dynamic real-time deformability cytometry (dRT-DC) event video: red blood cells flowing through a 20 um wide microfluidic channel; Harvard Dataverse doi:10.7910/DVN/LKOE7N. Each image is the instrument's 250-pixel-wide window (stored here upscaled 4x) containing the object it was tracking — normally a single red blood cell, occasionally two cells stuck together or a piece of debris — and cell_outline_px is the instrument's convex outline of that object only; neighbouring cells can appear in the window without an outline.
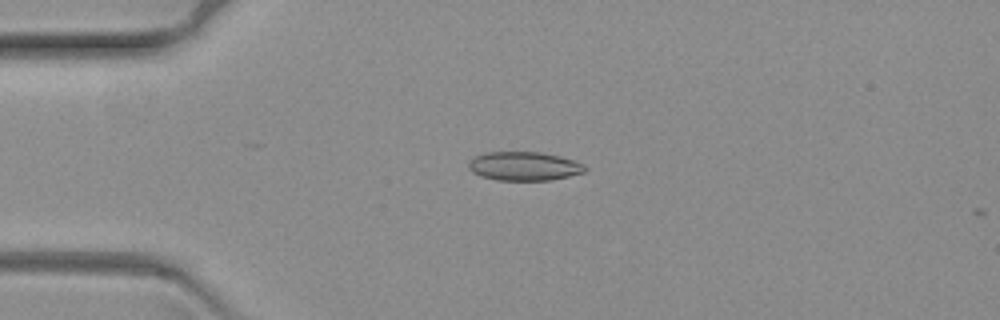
{"species": "common noctule bat (a hibernating species)", "species_latin": "Nyctalus noctula", "temperature_condition": "warm", "stored_images_in_passage": 6, "camera_frame_rate_fps": 3000, "um_per_image_px": 0.085, "animal": {"sex": "female", "body_mass_g": 19.3, "forearm_length_mm": 54.1}, "frame": {"image": 1, "passage_image": 3, "time_ms": 0.667, "image_size_px": [1000, 320], "cell_outline_px": [[588, 168], [584, 172], [568, 176], [548, 180], [496, 180], [480, 176], [472, 172], [468, 168], [468, 160], [476, 156], [488, 152], [540, 152], [560, 156], [584, 164]], "centroid_in_image_um": [44.52, 14.12], "position_along_channel_um": 40.5, "area_um2": 19.54}}